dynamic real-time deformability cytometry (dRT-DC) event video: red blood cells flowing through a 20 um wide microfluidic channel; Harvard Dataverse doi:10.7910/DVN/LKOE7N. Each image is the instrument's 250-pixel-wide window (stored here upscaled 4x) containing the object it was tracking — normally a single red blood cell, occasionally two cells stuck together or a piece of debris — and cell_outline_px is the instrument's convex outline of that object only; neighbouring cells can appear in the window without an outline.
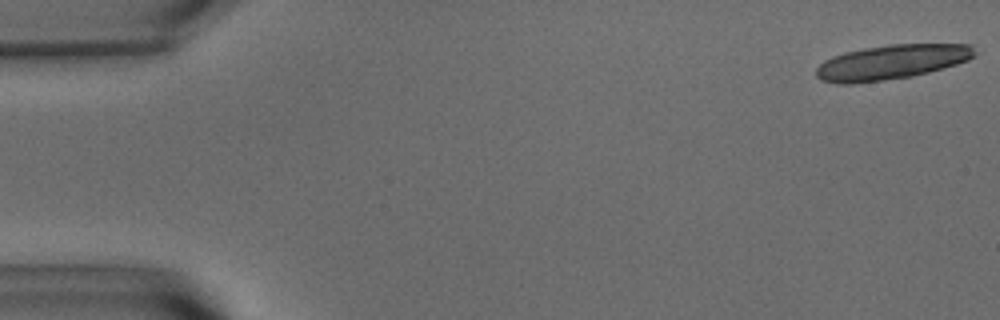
{"species": "common noctule bat (a hibernating species)", "species_latin": "Nyctalus noctula", "temperature_condition": "warm", "stored_images_in_passage": 19, "camera_frame_rate_fps": 3000, "um_per_image_px": 0.085, "animal": {"sex": "male", "body_mass_g": 15.6}, "frame": {"image": 1, "passage_image": 1, "time_ms": 0.0, "image_size_px": [1000, 320], "cell_outline_px": [[980, 52], [976, 56], [968, 60], [956, 64], [928, 72], [912, 76], [884, 80], [852, 84], [840, 84], [820, 80], [816, 76], [816, 68], [824, 60], [832, 56], [844, 52], [864, 48], [888, 44], [972, 44]], "centroid_in_image_um": [75.8, 5.27], "position_along_channel_um": 9.2, "area_um2": 32.31}}